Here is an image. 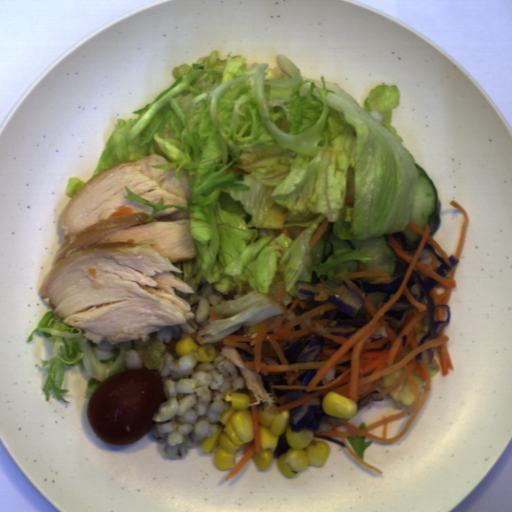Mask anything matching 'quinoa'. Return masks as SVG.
Segmentation results:
<instances>
[{
    "instance_id": "1",
    "label": "quinoa",
    "mask_w": 512,
    "mask_h": 512,
    "mask_svg": "<svg viewBox=\"0 0 512 512\" xmlns=\"http://www.w3.org/2000/svg\"><path fill=\"white\" fill-rule=\"evenodd\" d=\"M159 376L166 400L153 420L170 458L186 457L187 447L212 437L218 429L214 423L229 409L226 392L245 393L247 386L241 371L218 349L210 361H199L198 349L184 356L175 348L164 351Z\"/></svg>"
},
{
    "instance_id": "2",
    "label": "quinoa",
    "mask_w": 512,
    "mask_h": 512,
    "mask_svg": "<svg viewBox=\"0 0 512 512\" xmlns=\"http://www.w3.org/2000/svg\"><path fill=\"white\" fill-rule=\"evenodd\" d=\"M178 295L188 301L191 311L194 312L195 321L199 322L209 319L210 306L220 303L225 296L203 276L200 283H193V292L180 291Z\"/></svg>"
},
{
    "instance_id": "3",
    "label": "quinoa",
    "mask_w": 512,
    "mask_h": 512,
    "mask_svg": "<svg viewBox=\"0 0 512 512\" xmlns=\"http://www.w3.org/2000/svg\"><path fill=\"white\" fill-rule=\"evenodd\" d=\"M125 367L127 370L142 369L141 355L135 348L125 350Z\"/></svg>"
},
{
    "instance_id": "4",
    "label": "quinoa",
    "mask_w": 512,
    "mask_h": 512,
    "mask_svg": "<svg viewBox=\"0 0 512 512\" xmlns=\"http://www.w3.org/2000/svg\"><path fill=\"white\" fill-rule=\"evenodd\" d=\"M181 332L180 324H172L165 327H161L156 332V338L161 340L162 342L171 341L174 334Z\"/></svg>"
}]
</instances>
